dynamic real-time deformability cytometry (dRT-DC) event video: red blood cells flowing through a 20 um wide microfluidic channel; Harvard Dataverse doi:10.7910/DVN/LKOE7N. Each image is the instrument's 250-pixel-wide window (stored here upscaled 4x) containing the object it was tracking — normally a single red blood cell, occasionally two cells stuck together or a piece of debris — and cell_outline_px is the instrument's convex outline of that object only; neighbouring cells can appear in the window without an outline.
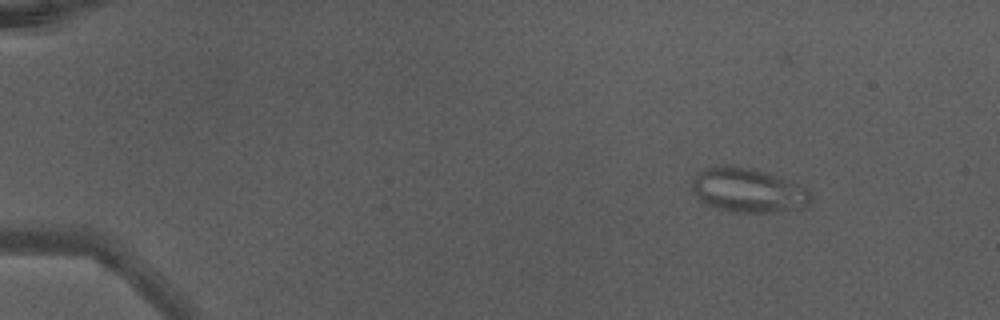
{"species": "Egyptian fruit bat (a non-hibernating species)", "species_latin": "Rousettus aegyptiacus", "temperature_condition": "warm", "stored_images_in_passage": 43, "camera_frame_rate_fps": 3000, "um_per_image_px": 0.085, "animal": {"sex": "male"}, "frame": {"image": 1, "passage_image": 1, "time_ms": 0.0, "image_size_px": [1000, 320], "cell_outline_px": [[788, 208], [768, 212], [728, 212], [704, 204], [700, 200], [692, 188], [692, 180], [704, 168], [724, 164], [728, 164], [752, 168], [788, 180]], "centroid_in_image_um": [62.97, 16.09], "position_along_channel_um": 22.0, "area_um2": 26.88}, "authors_computed_cell_mechanics": {"area_um2": 24.0448, "velocity_mm_per_s": 4.3968, "shape_relaxation_time_tau1_ms": null, "shape_relaxation_time_tau2_ms": 0.8204, "deformation_change_tau1": null, "deformation_change_tau2": 0.0883}}